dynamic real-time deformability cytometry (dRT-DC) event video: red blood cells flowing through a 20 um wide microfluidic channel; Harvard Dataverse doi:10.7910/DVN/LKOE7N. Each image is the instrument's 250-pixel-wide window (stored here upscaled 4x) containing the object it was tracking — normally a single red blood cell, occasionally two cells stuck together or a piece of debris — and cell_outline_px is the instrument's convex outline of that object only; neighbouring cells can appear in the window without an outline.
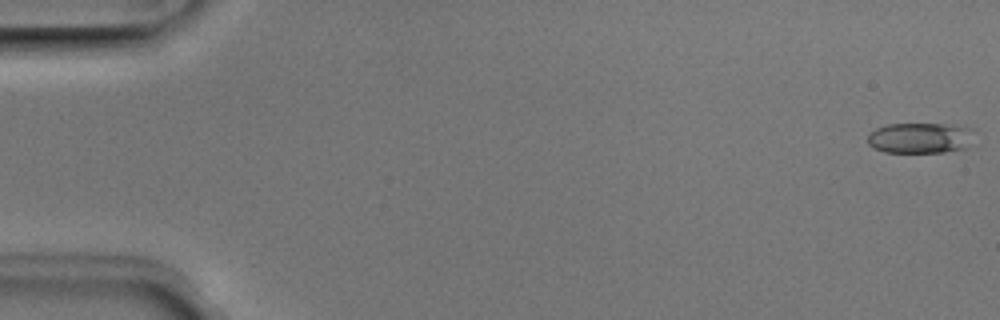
{"species": "Egyptian fruit bat (a non-hibernating species)", "species_latin": "Rousettus aegyptiacus", "temperature_condition": "room temperature", "stored_images_in_passage": 51, "camera_frame_rate_fps": 3000, "um_per_image_px": 0.085, "animal": {"sex": "male"}, "frame": {"image": 1, "passage_image": 1, "time_ms": 0.0, "image_size_px": [1000, 320], "cell_outline_px": [[976, 144], [964, 148], [944, 152], [884, 152], [868, 144], [868, 136], [876, 128], [888, 124], [956, 124], [976, 128]], "centroid_in_image_um": [78.39, 11.71], "position_along_channel_um": 6.6, "area_um2": 19.65}}
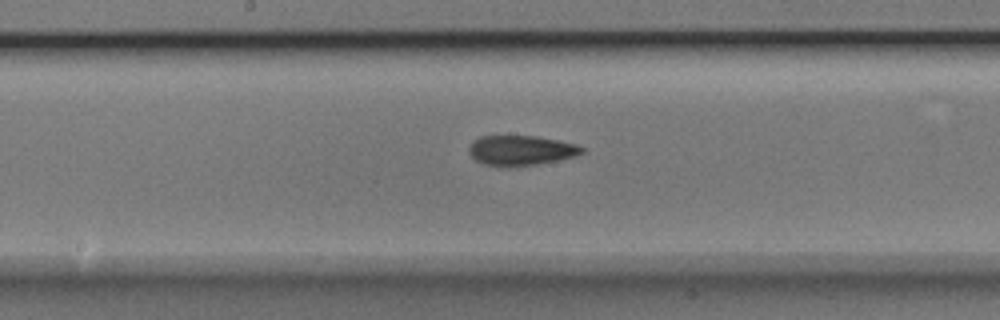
{"frame": {"image": 2, "passage_image": 27, "time_ms": 8.667, "image_size_px": [1000, 320], "cell_outline_px": [[584, 152], [576, 156], [536, 164], [508, 168], [484, 164], [476, 160], [468, 152], [468, 148], [480, 136], [536, 136], [576, 144], [584, 148]], "centroid_in_image_um": [44.27, 12.8], "position_along_channel_um": 203.9, "area_um2": 19.65}}
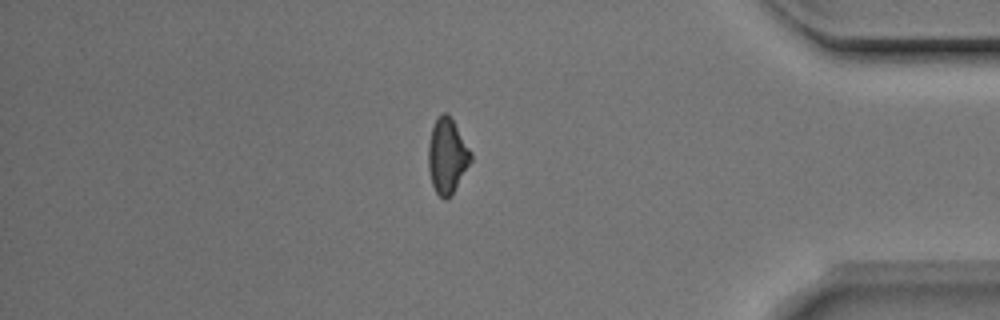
{"frame": {"image": 3, "passage_image": 44, "time_ms": 14.333, "image_size_px": [1000, 320], "cell_outline_px": [[472, 160], [452, 192], [444, 200], [436, 192], [432, 184], [428, 168], [428, 144], [432, 128], [436, 120], [444, 112], [452, 120], [472, 152]], "centroid_in_image_um": [38.0, 13.26], "position_along_channel_um": 397.2, "area_um2": 18.03}, "authors_computed_cell_mechanics": {"area_um2": 19.074, "velocity_mm_per_s": 3.9651, "shape_relaxation_time_tau1_ms": 3.4239, "shape_relaxation_time_tau2_ms": 2.9811, "deformation_change_tau1": 0.1346, "deformation_change_tau2": 0.1261}}